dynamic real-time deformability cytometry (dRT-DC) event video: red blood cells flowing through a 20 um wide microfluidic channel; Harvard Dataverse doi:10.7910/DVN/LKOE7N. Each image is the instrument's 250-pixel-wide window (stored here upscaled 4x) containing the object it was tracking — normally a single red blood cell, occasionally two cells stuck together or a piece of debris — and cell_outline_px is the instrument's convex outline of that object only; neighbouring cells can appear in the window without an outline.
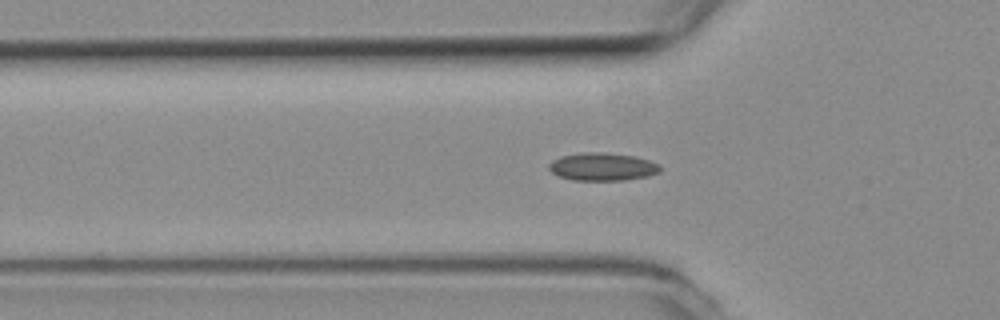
{"species": "common noctule bat (a hibernating species)", "species_latin": "Nyctalus noctula", "temperature_condition": "room temperature", "stored_images_in_passage": 46, "camera_frame_rate_fps": 3000, "um_per_image_px": 0.085, "animal": {"sex": "female", "body_mass_g": 19.3, "forearm_length_mm": 54.1}, "frame": {"image": 1, "passage_image": 16, "time_ms": 5.0, "image_size_px": [1000, 320], "cell_outline_px": [[660, 172], [648, 176], [624, 180], [572, 180], [560, 176], [552, 172], [548, 168], [548, 164], [552, 160], [560, 156], [580, 152], [604, 152], [636, 156], [660, 164]], "centroid_in_image_um": [51.2, 14.16], "position_along_channel_um": 74.6, "area_um2": 18.21}}
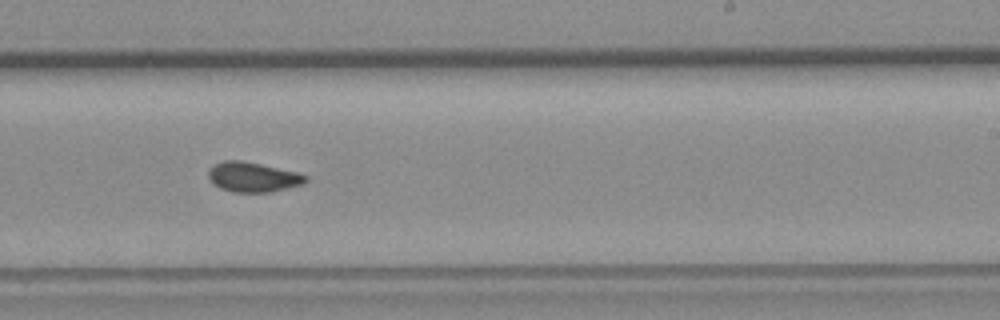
{"frame": {"image": 2, "passage_image": 31, "time_ms": 10.0, "image_size_px": [1000, 320], "cell_outline_px": [[308, 180], [304, 184], [272, 192], [232, 192], [220, 188], [212, 184], [208, 176], [208, 172], [216, 164], [224, 160], [240, 160], [260, 164], [296, 172], [308, 176]], "centroid_in_image_um": [21.51, 15.06], "position_along_channel_um": 267.5, "area_um2": 16.88}}
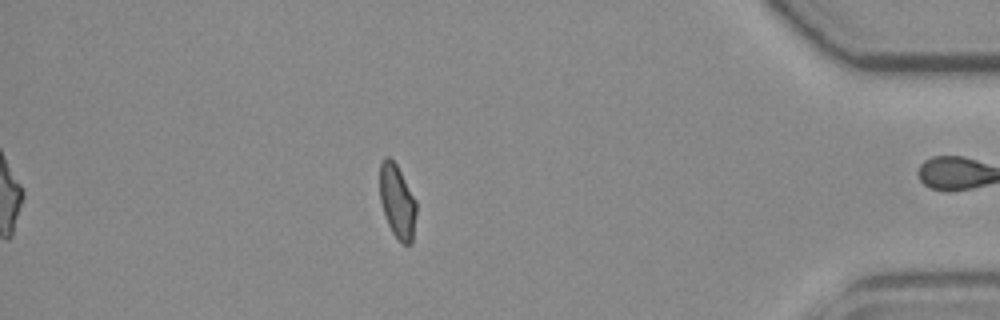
{"frame": {"image": 3, "passage_image": 45, "time_ms": 14.667, "image_size_px": [1000, 320], "cell_outline_px": [[416, 212], [412, 244], [404, 244], [392, 232], [388, 224], [380, 200], [380, 164], [384, 156], [388, 156], [396, 164], [416, 200]], "centroid_in_image_um": [33.77, 17.11], "position_along_channel_um": 401.4, "area_um2": 15.49}, "authors_computed_cell_mechanics": {"area_um2": 16.8776, "velocity_mm_per_s": 3.8495, "shape_relaxation_time_tau1_ms": null, "shape_relaxation_time_tau2_ms": 2.0545, "deformation_change_tau1": null, "deformation_change_tau2": 0.0698}}